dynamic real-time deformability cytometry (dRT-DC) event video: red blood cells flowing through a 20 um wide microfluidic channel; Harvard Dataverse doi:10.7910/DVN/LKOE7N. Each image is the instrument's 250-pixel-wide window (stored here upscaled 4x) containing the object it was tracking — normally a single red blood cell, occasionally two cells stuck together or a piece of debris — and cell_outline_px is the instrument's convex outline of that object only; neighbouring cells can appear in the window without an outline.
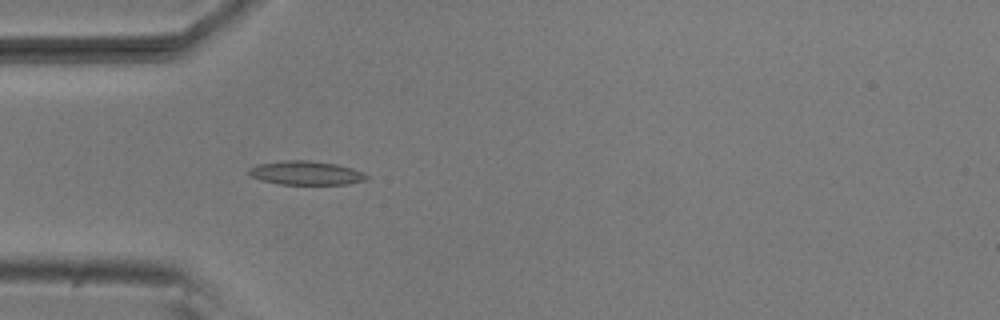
{"species": "common noctule bat (a hibernating species)", "species_latin": "Nyctalus noctula", "temperature_condition": "room temperature", "stored_images_in_passage": 15, "camera_frame_rate_fps": 3000, "um_per_image_px": 0.085, "animal": {"sex": "male", "body_mass_g": 20.5, "forearm_length_mm": 52.5}, "frame": {"image": 1, "passage_image": 1, "time_ms": 0.0, "image_size_px": [1000, 320], "cell_outline_px": [[368, 176], [364, 180], [348, 184], [280, 184], [260, 180], [252, 176], [248, 172], [248, 168], [256, 164], [284, 160], [308, 160], [336, 164], [352, 168], [364, 172]], "centroid_in_image_um": [25.98, 14.69], "position_along_channel_um": 59.0, "area_um2": 16.36}}
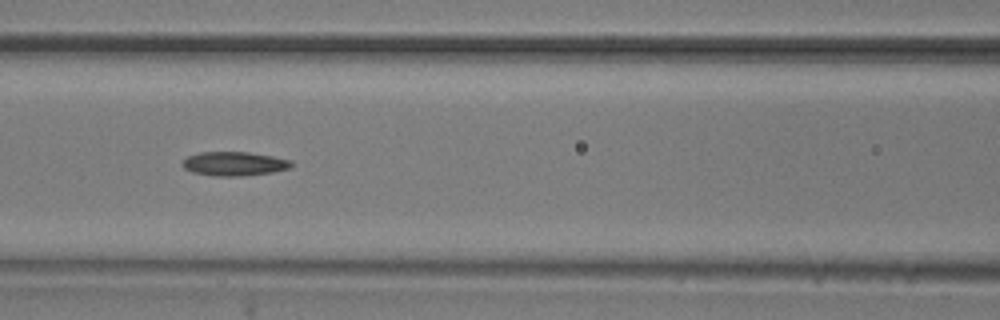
{"frame": {"image": 2, "passage_image": 8, "time_ms": 2.333, "image_size_px": [1000, 320], "cell_outline_px": [[296, 164], [288, 168], [272, 172], [240, 176], [212, 176], [192, 172], [184, 168], [180, 164], [188, 156], [200, 152], [248, 152], [272, 156], [292, 160]], "centroid_in_image_um": [19.91, 13.92], "position_along_channel_um": 146.7, "area_um2": 15.32}}
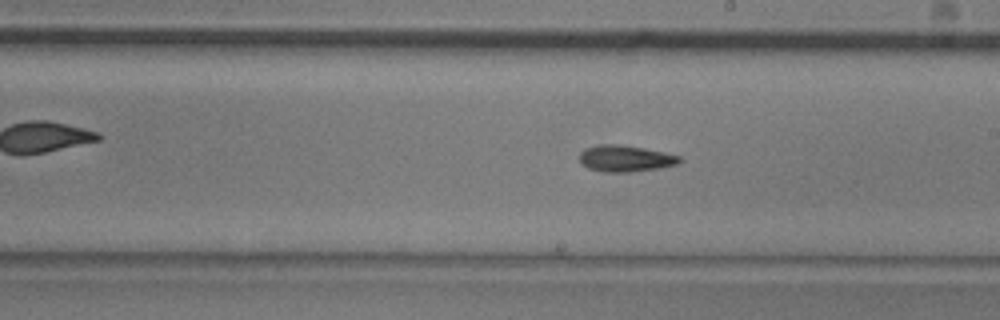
{"frame": {"image": 3, "passage_image": 15, "time_ms": 4.667, "image_size_px": [1000, 320], "cell_outline_px": [[684, 160], [676, 164], [660, 168], [628, 172], [604, 172], [588, 168], [580, 160], [580, 152], [584, 148], [600, 144], [620, 144], [644, 148], [664, 152], [680, 156]], "centroid_in_image_um": [53.17, 13.46], "position_along_channel_um": 235.8, "area_um2": 15.43}}